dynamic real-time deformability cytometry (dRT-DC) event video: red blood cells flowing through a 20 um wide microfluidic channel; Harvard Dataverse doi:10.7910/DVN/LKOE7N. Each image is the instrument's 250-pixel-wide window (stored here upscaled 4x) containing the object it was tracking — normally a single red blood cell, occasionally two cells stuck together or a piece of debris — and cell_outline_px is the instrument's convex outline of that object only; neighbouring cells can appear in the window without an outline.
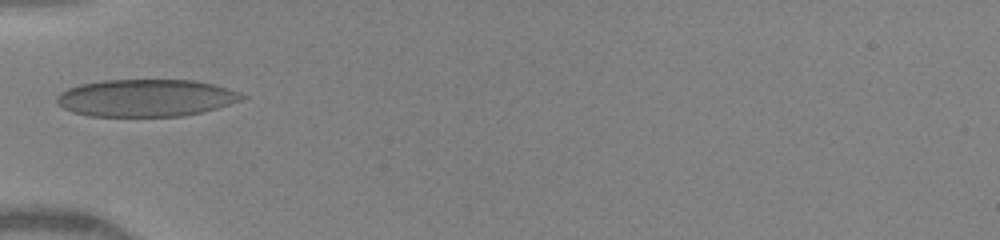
{"species": "human", "species_latin": "Homo sapiens", "temperature_condition": "warm", "stored_images_in_passage": 51, "camera_frame_rate_fps": 3000, "um_per_image_px": 0.085, "donor": {"sex": "female"}, "frame": {"image": 1, "passage_image": 1, "time_ms": 0.0, "image_size_px": [1000, 240], "cell_outline_px": [[248, 96], [240, 100], [204, 112], [180, 116], [88, 116], [72, 112], [64, 108], [56, 100], [56, 96], [60, 92], [68, 88], [80, 84], [104, 80], [192, 80], [212, 84], [228, 88], [240, 92]], "centroid_in_image_um": [12.39, 8.32], "position_along_channel_um": 72.6, "area_um2": 40.17}}
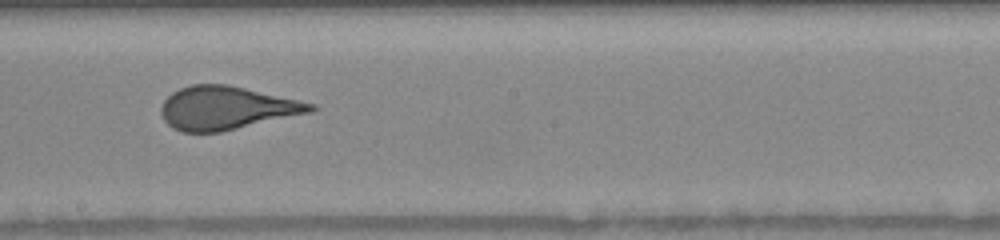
{"frame": {"image": 2, "passage_image": 18, "time_ms": 3.667, "image_size_px": [1000, 240], "cell_outline_px": [[320, 108], [312, 112], [220, 132], [180, 132], [172, 128], [164, 120], [160, 112], [160, 108], [164, 100], [172, 92], [180, 88], [192, 84], [228, 84], [316, 104]], "centroid_in_image_um": [19.24, 9.18], "position_along_channel_um": 229.0, "area_um2": 37.74}}
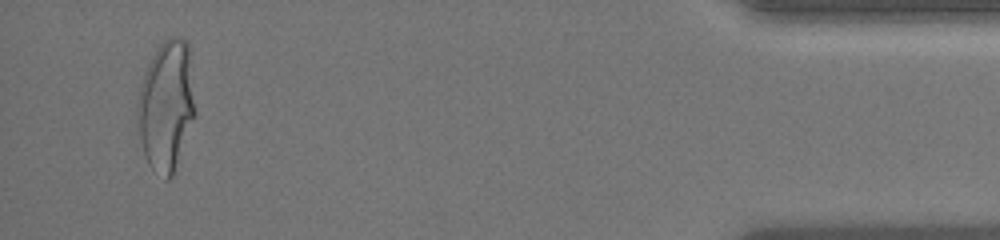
{"frame": {"image": 3, "passage_image": 47, "time_ms": 9.667, "image_size_px": [1000, 240], "cell_outline_px": [[196, 112], [172, 176], [168, 180], [164, 180], [148, 164], [144, 156], [140, 140], [136, 108], [136, 100], [144, 72], [156, 48], [164, 40], [172, 36], [180, 36], [188, 40]], "centroid_in_image_um": [14.12, 8.95], "position_along_channel_um": 421.1, "area_um2": 44.1}}